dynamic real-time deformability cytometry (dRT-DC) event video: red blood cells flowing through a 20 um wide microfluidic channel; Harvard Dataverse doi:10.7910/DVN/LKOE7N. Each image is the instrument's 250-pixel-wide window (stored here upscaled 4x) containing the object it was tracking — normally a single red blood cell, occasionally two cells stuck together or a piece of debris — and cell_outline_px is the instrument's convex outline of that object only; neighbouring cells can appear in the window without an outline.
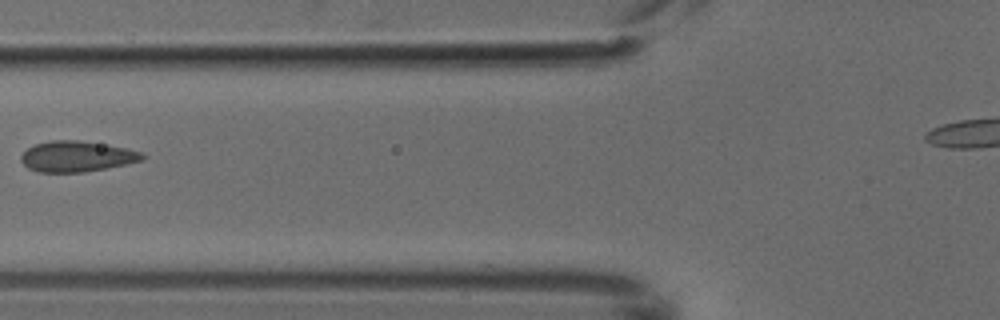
{"species": "common noctule bat (a hibernating species)", "species_latin": "Nyctalus noctula", "temperature_condition": "cold", "stored_images_in_passage": 4, "camera_frame_rate_fps": 3000, "um_per_image_px": 0.085, "animal": {"sex": "male", "body_mass_g": 18.8}, "frame": {"image": 1, "passage_image": 4, "time_ms": 1.0, "image_size_px": [1000, 320], "cell_outline_px": [[148, 156], [144, 160], [84, 172], [40, 172], [28, 168], [20, 160], [20, 156], [28, 148], [36, 144], [52, 140], [76, 140], [124, 148], [144, 152]], "centroid_in_image_um": [6.53, 13.3], "position_along_channel_um": 119.3, "area_um2": 21.44}}